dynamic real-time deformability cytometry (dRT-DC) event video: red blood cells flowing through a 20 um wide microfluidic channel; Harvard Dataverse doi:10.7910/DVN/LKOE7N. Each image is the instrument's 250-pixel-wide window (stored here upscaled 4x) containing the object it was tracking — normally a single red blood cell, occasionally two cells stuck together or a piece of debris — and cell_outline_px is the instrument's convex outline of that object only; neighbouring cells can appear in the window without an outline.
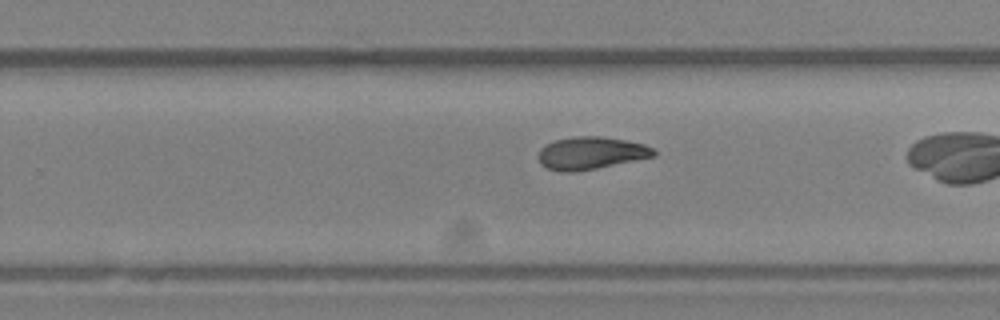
{"species": "Egyptian fruit bat (a non-hibernating species)", "species_latin": "Rousettus aegyptiacus", "temperature_condition": "room temperature", "stored_images_in_passage": 26, "camera_frame_rate_fps": 3000, "um_per_image_px": 0.085, "animal": {"sex": "female"}, "frame": {"image": 1, "passage_image": 19, "time_ms": 6.0, "image_size_px": [1000, 320], "cell_outline_px": [[656, 156], [576, 172], [560, 172], [548, 168], [540, 164], [536, 156], [540, 148], [544, 144], [556, 140], [576, 136], [600, 136], [624, 140], [644, 144], [652, 148], [656, 152]], "centroid_in_image_um": [50.17, 13.02], "position_along_channel_um": 279.6, "area_um2": 21.96}}
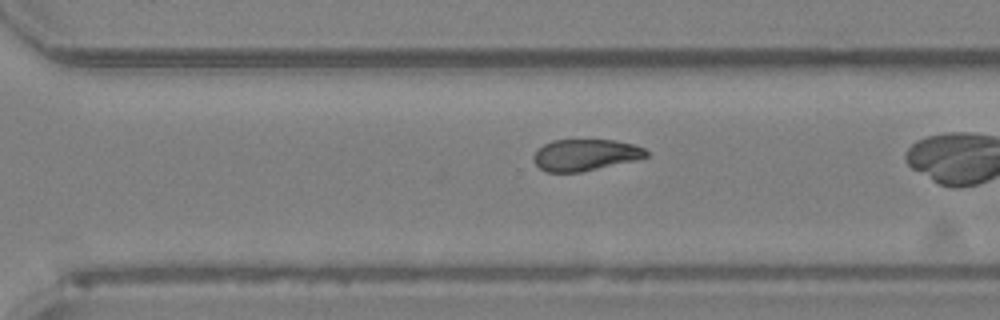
{"frame": {"image": 2, "passage_image": 22, "time_ms": 7.0, "image_size_px": [1000, 320], "cell_outline_px": [[648, 156], [636, 160], [580, 172], [544, 172], [532, 160], [532, 156], [536, 148], [552, 140], [616, 140], [632, 144], [644, 148], [648, 152]], "centroid_in_image_um": [49.7, 13.16], "position_along_channel_um": 320.9, "area_um2": 20.81}}